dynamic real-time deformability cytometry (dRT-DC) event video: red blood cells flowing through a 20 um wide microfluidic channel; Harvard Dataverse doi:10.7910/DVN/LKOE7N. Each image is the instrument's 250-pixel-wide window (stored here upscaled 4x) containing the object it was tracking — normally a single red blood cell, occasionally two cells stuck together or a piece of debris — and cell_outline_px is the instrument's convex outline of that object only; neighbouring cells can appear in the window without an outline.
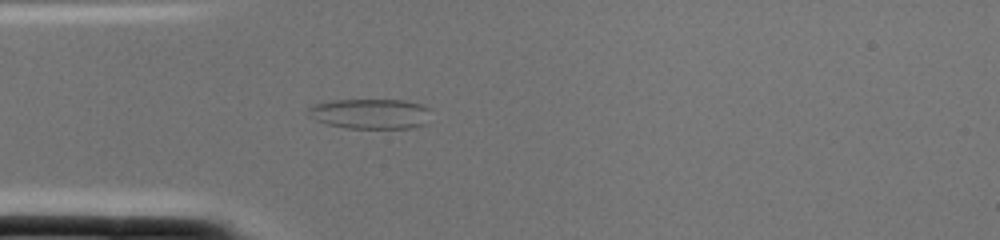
{"species": "common noctule bat (a hibernating species)", "species_latin": "Nyctalus noctula", "temperature_condition": "cold", "stored_images_in_passage": 1, "camera_frame_rate_fps": 3000, "um_per_image_px": 0.085, "animal": {"sex": "female", "body_mass_g": 22.0, "forearm_length_mm": 56.7}, "frame": {"image": 1, "passage_image": 1, "time_ms": 0.0, "image_size_px": [1000, 240], "cell_outline_px": [[432, 108], [424, 124], [412, 128], [348, 128], [328, 124], [316, 120], [308, 108], [312, 104], [332, 100], [404, 100], [420, 104]], "centroid_in_image_um": [31.53, 9.66], "position_along_channel_um": 53.5, "area_um2": 21.39}}